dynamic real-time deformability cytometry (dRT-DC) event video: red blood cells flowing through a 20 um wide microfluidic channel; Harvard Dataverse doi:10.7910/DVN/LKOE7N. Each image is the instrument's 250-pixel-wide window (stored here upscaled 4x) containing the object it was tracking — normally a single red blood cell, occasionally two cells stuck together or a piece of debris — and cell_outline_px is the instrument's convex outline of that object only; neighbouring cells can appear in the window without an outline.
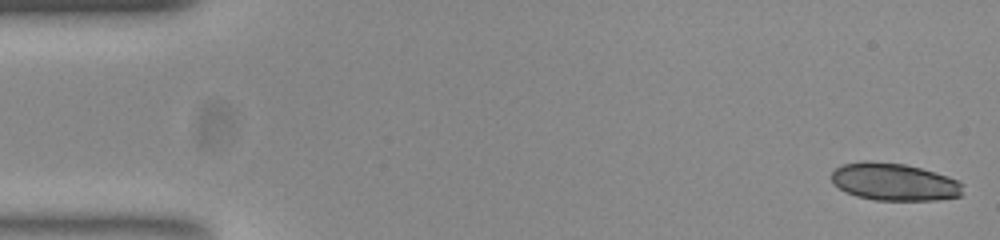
{"species": "common noctule bat (a hibernating species)", "species_latin": "Nyctalus noctula", "temperature_condition": "room temperature", "stored_images_in_passage": 33, "camera_frame_rate_fps": 3000, "um_per_image_px": 0.085, "animal": {"sex": "female", "body_mass_g": 23.0, "forearm_length_mm": 53.4}, "frame": {"image": 1, "passage_image": 1, "time_ms": 0.0, "image_size_px": [1000, 240], "cell_outline_px": [[960, 196], [936, 200], [876, 200], [856, 196], [844, 192], [832, 180], [832, 172], [836, 168], [844, 164], [864, 160], [868, 160], [904, 164], [920, 168], [948, 176], [956, 180], [960, 184]], "centroid_in_image_um": [75.96, 15.45], "position_along_channel_um": 9.0, "area_um2": 28.38}}
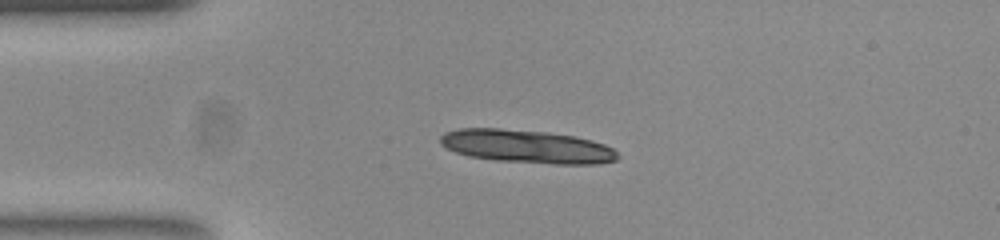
{"frame": {"image": 2, "passage_image": 12, "time_ms": 3.667, "image_size_px": [1000, 240], "cell_outline_px": [[620, 156], [616, 160], [596, 164], [556, 164], [496, 160], [468, 156], [456, 152], [440, 144], [440, 136], [444, 132], [460, 128], [500, 128], [548, 132], [576, 136], [592, 140], [604, 144], [612, 148]], "centroid_in_image_um": [44.78, 12.44], "position_along_channel_um": 40.2, "area_um2": 34.45}}
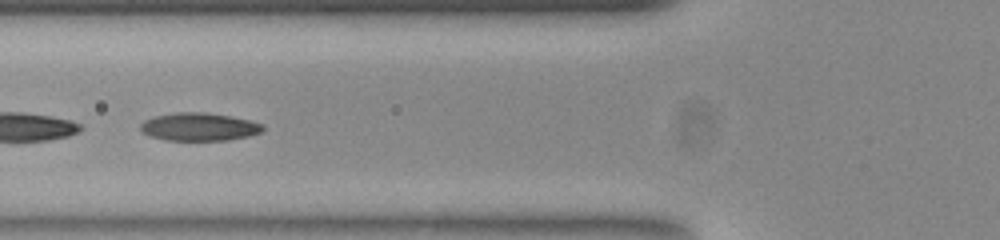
{"frame": {"image": 3, "passage_image": 20, "time_ms": 6.333, "image_size_px": [1000, 240], "cell_outline_px": [[264, 128], [260, 132], [248, 136], [228, 140], [168, 140], [148, 136], [140, 128], [140, 124], [144, 120], [152, 116], [176, 112], [204, 112], [252, 120], [264, 124]], "centroid_in_image_um": [16.91, 10.77], "position_along_channel_um": 108.9, "area_um2": 20.0}}